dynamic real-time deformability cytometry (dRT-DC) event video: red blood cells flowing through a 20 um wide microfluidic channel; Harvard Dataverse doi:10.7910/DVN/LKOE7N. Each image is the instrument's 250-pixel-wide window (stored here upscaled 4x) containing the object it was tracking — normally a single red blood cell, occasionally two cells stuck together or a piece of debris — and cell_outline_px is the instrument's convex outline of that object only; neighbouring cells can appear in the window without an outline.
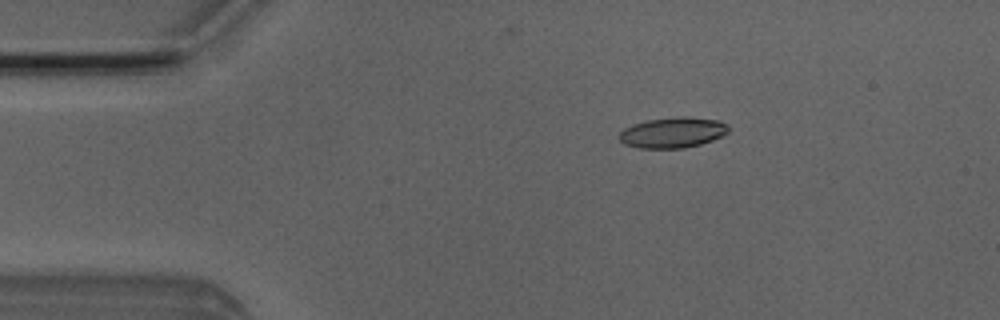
{"species": "Egyptian fruit bat (a non-hibernating species)", "species_latin": "Rousettus aegyptiacus", "temperature_condition": "room temperature", "stored_images_in_passage": 24, "camera_frame_rate_fps": 3000, "um_per_image_px": 0.085, "animal": {"sex": "male"}, "frame": {"image": 1, "passage_image": 8, "time_ms": 2.333, "image_size_px": [1000, 320], "cell_outline_px": [[728, 132], [712, 140], [700, 144], [684, 148], [640, 148], [624, 144], [620, 140], [620, 132], [624, 128], [632, 124], [648, 120], [676, 116], [684, 116], [720, 120], [728, 128]], "centroid_in_image_um": [57.16, 11.26], "position_along_channel_um": 27.8, "area_um2": 19.36}}
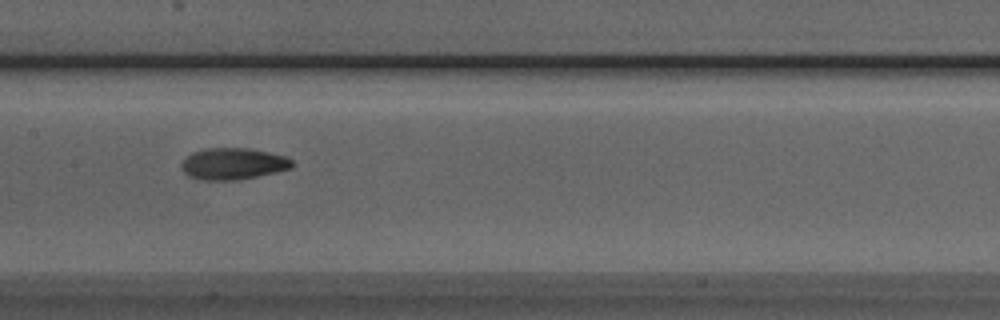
{"frame": {"image": 2, "passage_image": 24, "time_ms": 7.667, "image_size_px": [1000, 320], "cell_outline_px": [[292, 168], [276, 172], [236, 180], [200, 180], [188, 176], [184, 172], [180, 164], [192, 152], [208, 148], [248, 148], [268, 152], [284, 156], [292, 160]], "centroid_in_image_um": [19.79, 13.92], "position_along_channel_um": 187.6, "area_um2": 20.23}}